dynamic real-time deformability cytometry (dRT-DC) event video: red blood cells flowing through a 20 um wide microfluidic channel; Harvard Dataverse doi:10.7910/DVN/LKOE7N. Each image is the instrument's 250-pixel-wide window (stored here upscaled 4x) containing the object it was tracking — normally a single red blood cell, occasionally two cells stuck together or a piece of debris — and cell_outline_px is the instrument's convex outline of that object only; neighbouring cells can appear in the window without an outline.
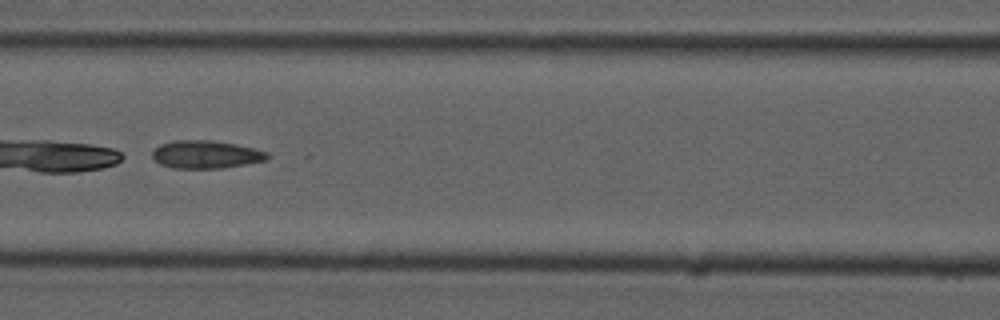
{"species": "common noctule bat (a hibernating species)", "species_latin": "Nyctalus noctula", "temperature_condition": "cold", "stored_images_in_passage": 52, "camera_frame_rate_fps": 3000, "um_per_image_px": 0.085, "animal": {"sex": "male", "forearm_length_mm": 52.5}, "frame": {"image": 1, "passage_image": 23, "time_ms": 7.333, "image_size_px": [1000, 320], "cell_outline_px": [[268, 160], [220, 168], [172, 168], [160, 164], [152, 156], [152, 152], [160, 144], [172, 140], [212, 140], [236, 144], [268, 152]], "centroid_in_image_um": [17.48, 13.12], "position_along_channel_um": 149.1, "area_um2": 18.61}}
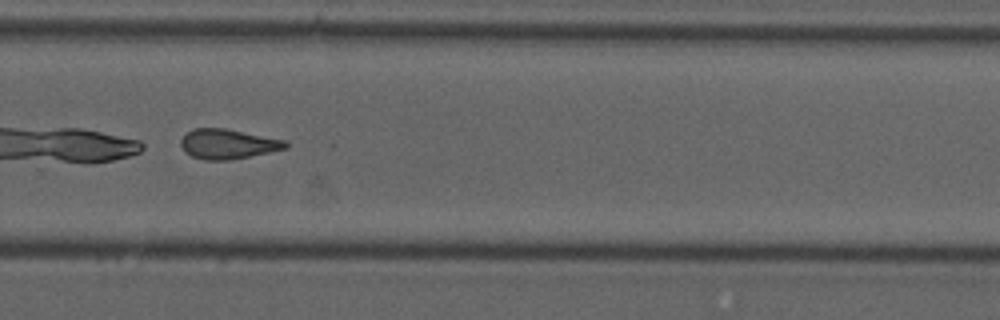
{"frame": {"image": 2, "passage_image": 36, "time_ms": 11.667, "image_size_px": [1000, 320], "cell_outline_px": [[288, 148], [228, 160], [204, 160], [192, 156], [184, 152], [180, 144], [180, 140], [192, 128], [224, 128], [284, 140], [288, 144]], "centroid_in_image_um": [19.32, 12.24], "position_along_channel_um": 310.5, "area_um2": 17.98}}